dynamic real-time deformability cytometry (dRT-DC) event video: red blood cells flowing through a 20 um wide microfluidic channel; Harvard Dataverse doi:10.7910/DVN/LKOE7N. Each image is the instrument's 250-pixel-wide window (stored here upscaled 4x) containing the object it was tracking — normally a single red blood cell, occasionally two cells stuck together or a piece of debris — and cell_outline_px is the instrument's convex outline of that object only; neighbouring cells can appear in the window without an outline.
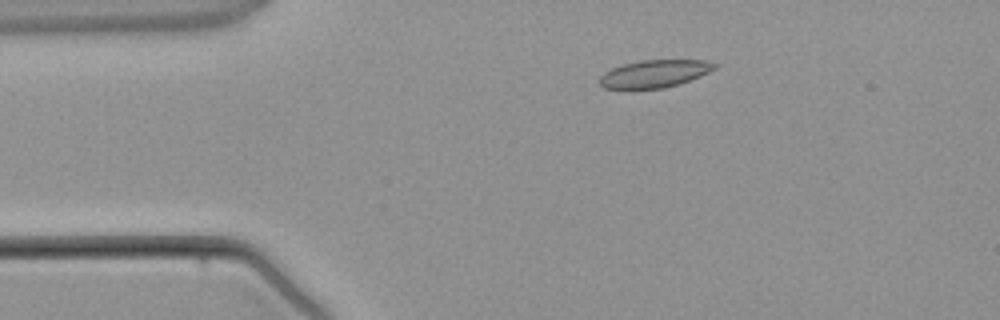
{"species": "common noctule bat (a hibernating species)", "species_latin": "Nyctalus noctula", "temperature_condition": "warm", "stored_images_in_passage": 2, "camera_frame_rate_fps": 3000, "um_per_image_px": 0.085, "animal": {"sex": "male", "body_mass_g": 21.5, "forearm_length_mm": 52.0}, "frame": {"image": 1, "passage_image": 2, "time_ms": 1.333, "image_size_px": [1000, 320], "cell_outline_px": [[720, 64], [716, 68], [700, 76], [664, 88], [604, 88], [600, 84], [600, 76], [604, 72], [612, 68], [624, 64], [640, 60], [708, 60]], "centroid_in_image_um": [55.66, 6.24], "position_along_channel_um": 29.3, "area_um2": 18.26}}